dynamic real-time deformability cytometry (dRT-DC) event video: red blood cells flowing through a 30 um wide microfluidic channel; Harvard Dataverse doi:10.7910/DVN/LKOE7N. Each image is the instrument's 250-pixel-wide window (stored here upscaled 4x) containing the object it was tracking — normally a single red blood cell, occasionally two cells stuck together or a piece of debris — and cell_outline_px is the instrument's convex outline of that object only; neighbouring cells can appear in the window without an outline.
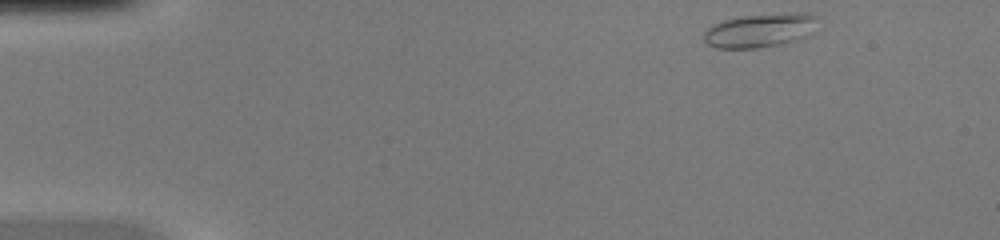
{"species": "common noctule bat (a hibernating species)", "species_latin": "Nyctalus noctula", "temperature_condition": "warm", "stored_images_in_passage": 45, "camera_frame_rate_fps": 3000, "um_per_image_px": 0.085, "animal": {"sex": "female", "body_mass_g": 20.0, "forearm_length_mm": 54.0}, "frame": {"image": 1, "passage_image": 1, "time_ms": 0.0, "image_size_px": [1000, 240], "cell_outline_px": [[816, 32], [808, 36], [796, 40], [756, 48], [716, 48], [708, 44], [704, 40], [704, 32], [712, 24], [724, 20], [740, 16], [788, 12], [808, 12], [816, 16]], "centroid_in_image_um": [64.64, 2.56], "position_along_channel_um": 20.4, "area_um2": 22.72}}
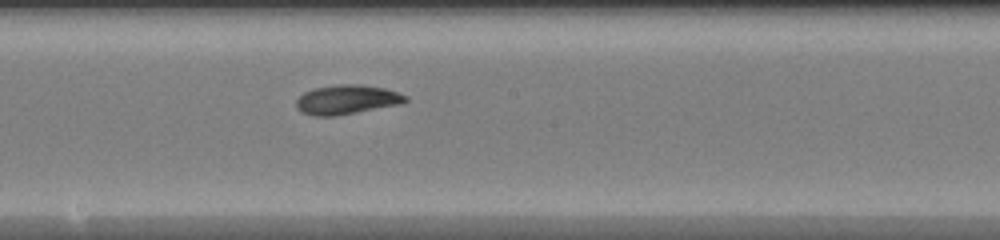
{"frame": {"image": 2, "passage_image": 23, "time_ms": 7.333, "image_size_px": [1000, 240], "cell_outline_px": [[408, 100], [400, 104], [356, 112], [332, 116], [312, 116], [300, 112], [296, 108], [296, 100], [304, 92], [312, 88], [336, 84], [356, 84], [384, 88], [408, 96]], "centroid_in_image_um": [29.43, 8.46], "position_along_channel_um": 218.8, "area_um2": 18.67}}
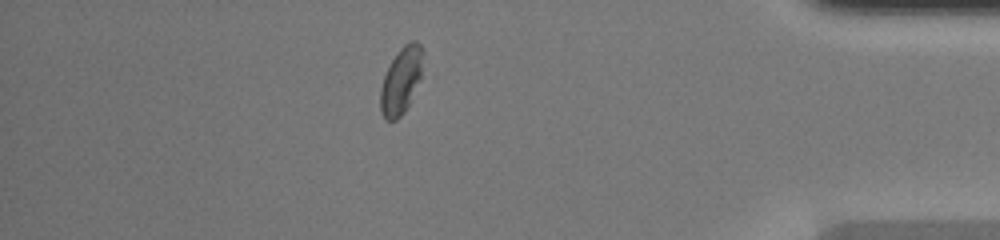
{"frame": {"image": 3, "passage_image": 39, "time_ms": 12.667, "image_size_px": [1000, 240], "cell_outline_px": [[424, 52], [420, 80], [404, 112], [396, 120], [384, 120], [380, 112], [380, 88], [384, 76], [392, 60], [400, 48], [404, 44], [412, 40], [416, 40], [420, 44]], "centroid_in_image_um": [34.09, 6.84], "position_along_channel_um": 401.1, "area_um2": 16.53}, "authors_computed_cell_mechanics": {"area_um2": 18.4382, "velocity_mm_per_s": 4.0877, "shape_relaxation_time_tau1_ms": 2.6221, "shape_relaxation_time_tau2_ms": 9.6563, "deformation_change_tau1": 0.1242, "deformation_change_tau2": 0.1279}}